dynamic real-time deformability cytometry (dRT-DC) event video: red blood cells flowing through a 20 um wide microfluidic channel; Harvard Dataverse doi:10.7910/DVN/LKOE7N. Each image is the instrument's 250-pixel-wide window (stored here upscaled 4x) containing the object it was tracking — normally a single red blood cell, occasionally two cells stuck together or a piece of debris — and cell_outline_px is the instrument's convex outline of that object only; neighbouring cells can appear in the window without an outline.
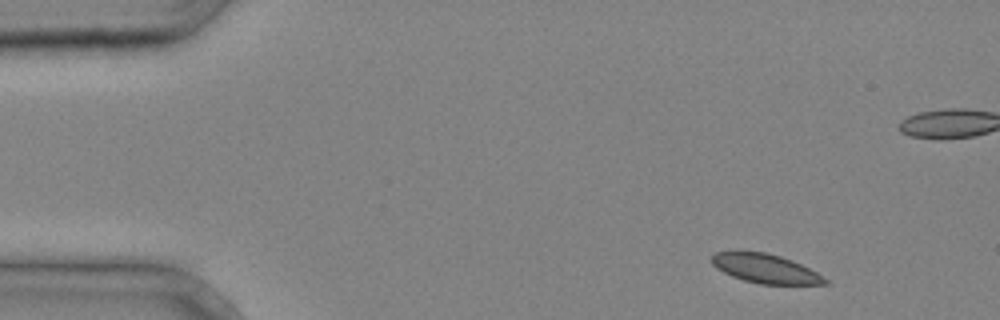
{"species": "common noctule bat (a hibernating species)", "species_latin": "Nyctalus noctula", "temperature_condition": "cold", "stored_images_in_passage": 4, "camera_frame_rate_fps": 3000, "um_per_image_px": 0.085, "animal": {"sex": "male", "body_mass_g": 20.4}, "frame": {"image": 1, "passage_image": 1, "time_ms": 0.0, "image_size_px": [1000, 320], "cell_outline_px": [[828, 284], [760, 284], [744, 280], [732, 276], [716, 268], [708, 260], [716, 252], [736, 248], [740, 248], [764, 252], [780, 256], [792, 260], [824, 276], [828, 280]], "centroid_in_image_um": [64.96, 22.78], "position_along_channel_um": 20.0, "area_um2": 19.77}}